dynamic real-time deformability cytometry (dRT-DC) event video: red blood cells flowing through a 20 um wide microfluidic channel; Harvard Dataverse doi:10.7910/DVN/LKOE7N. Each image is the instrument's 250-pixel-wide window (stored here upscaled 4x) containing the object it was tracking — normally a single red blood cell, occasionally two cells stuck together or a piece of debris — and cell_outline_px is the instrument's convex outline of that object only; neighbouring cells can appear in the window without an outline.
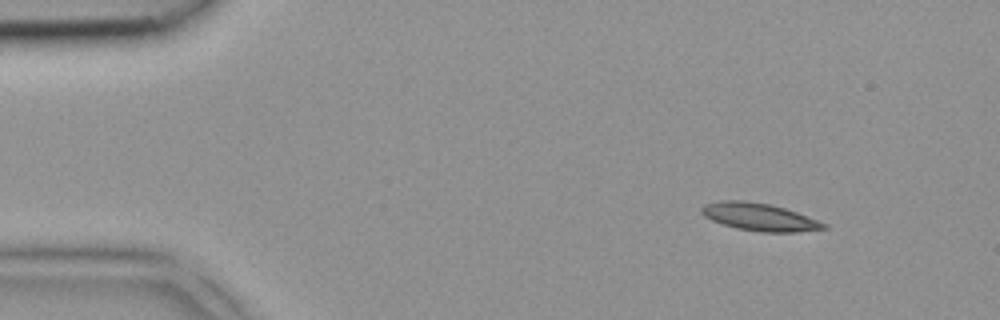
{"species": "common noctule bat (a hibernating species)", "species_latin": "Nyctalus noctula", "temperature_condition": "room temperature", "stored_images_in_passage": 3, "camera_frame_rate_fps": 3000, "um_per_image_px": 0.085, "animal": {"sex": "female", "body_mass_g": 18.4}, "frame": {"image": 1, "passage_image": 1, "time_ms": 0.0, "image_size_px": [1000, 320], "cell_outline_px": [[828, 228], [796, 232], [760, 232], [736, 228], [712, 220], [704, 216], [700, 212], [700, 208], [704, 204], [720, 200], [744, 200], [768, 204], [784, 208], [796, 212], [828, 224]], "centroid_in_image_um": [64.52, 18.44], "position_along_channel_um": 20.5, "area_um2": 19.59}}
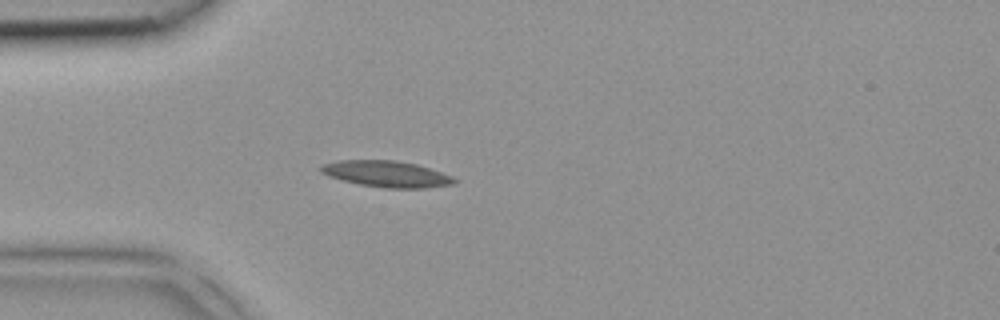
{"frame": {"image": 2, "passage_image": 3, "time_ms": 0.667, "image_size_px": [1000, 320], "cell_outline_px": [[460, 180], [452, 184], [424, 188], [384, 188], [360, 184], [328, 176], [320, 172], [320, 164], [336, 160], [396, 160], [416, 164], [452, 176]], "centroid_in_image_um": [32.83, 14.78], "position_along_channel_um": 52.2, "area_um2": 20.4}}